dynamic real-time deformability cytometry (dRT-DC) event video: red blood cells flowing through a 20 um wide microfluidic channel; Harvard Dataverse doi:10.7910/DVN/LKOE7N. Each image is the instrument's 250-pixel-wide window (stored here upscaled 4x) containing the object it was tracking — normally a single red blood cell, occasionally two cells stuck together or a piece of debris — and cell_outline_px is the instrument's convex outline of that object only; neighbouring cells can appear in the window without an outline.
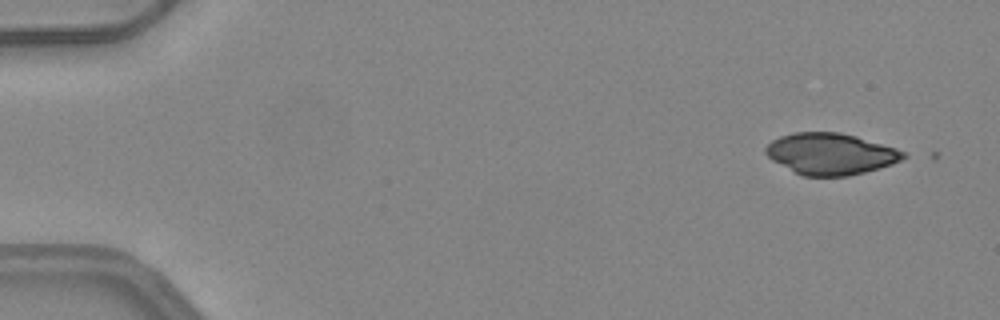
{"species": "common noctule bat (a hibernating species)", "species_latin": "Nyctalus noctula", "temperature_condition": "warm", "stored_images_in_passage": 4, "camera_frame_rate_fps": 3000, "um_per_image_px": 0.085, "animal": {"sex": "female", "body_mass_g": 24.6, "forearm_length_mm": 56.2}, "frame": {"image": 1, "passage_image": 2, "time_ms": 0.333, "image_size_px": [1000, 320], "cell_outline_px": [[908, 156], [892, 164], [880, 168], [848, 176], [804, 176], [772, 160], [764, 152], [764, 148], [772, 140], [780, 136], [792, 132], [840, 132], [856, 136], [896, 148], [908, 152]], "centroid_in_image_um": [70.62, 13.07], "position_along_channel_um": 14.4, "area_um2": 33.23}}